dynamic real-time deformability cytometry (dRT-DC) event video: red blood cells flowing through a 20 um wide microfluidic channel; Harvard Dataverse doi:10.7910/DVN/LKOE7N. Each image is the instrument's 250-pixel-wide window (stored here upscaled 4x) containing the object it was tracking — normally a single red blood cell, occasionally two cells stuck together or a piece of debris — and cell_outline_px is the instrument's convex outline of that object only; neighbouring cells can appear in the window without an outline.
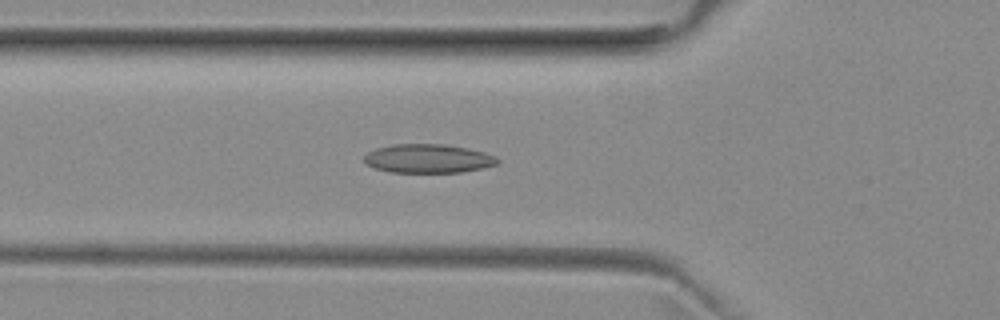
{"species": "common noctule bat (a hibernating species)", "species_latin": "Nyctalus noctula", "temperature_condition": "room temperature", "stored_images_in_passage": 45, "camera_frame_rate_fps": 3000, "um_per_image_px": 0.085, "animal": {"sex": "female", "body_mass_g": 29.2, "forearm_length_mm": 56.3}, "frame": {"image": 1, "passage_image": 18, "time_ms": 5.667, "image_size_px": [1000, 320], "cell_outline_px": [[500, 160], [496, 164], [484, 168], [460, 172], [388, 172], [376, 168], [368, 164], [364, 160], [364, 156], [368, 152], [376, 148], [392, 144], [444, 144], [468, 148], [484, 152], [496, 156]], "centroid_in_image_um": [36.41, 13.47], "position_along_channel_um": 89.4, "area_um2": 22.37}}
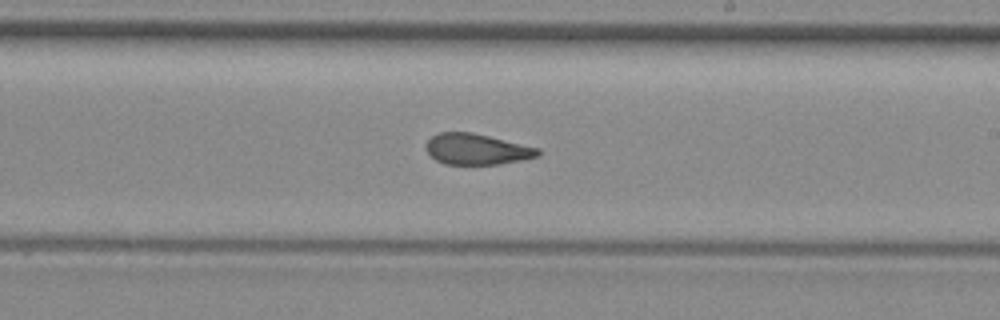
{"frame": {"image": 2, "passage_image": 30, "time_ms": 9.667, "image_size_px": [1000, 320], "cell_outline_px": [[540, 156], [500, 164], [444, 164], [436, 160], [428, 152], [428, 140], [432, 136], [440, 132], [472, 132], [540, 148]], "centroid_in_image_um": [40.56, 12.68], "position_along_channel_um": 248.4, "area_um2": 19.94}}
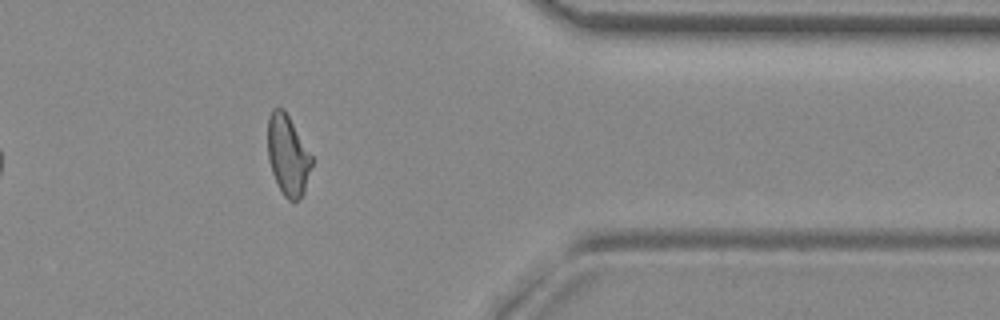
{"frame": {"image": 3, "passage_image": 42, "time_ms": 13.667, "image_size_px": [1000, 320], "cell_outline_px": [[312, 164], [304, 192], [296, 200], [288, 200], [284, 196], [272, 172], [268, 160], [268, 116], [272, 108], [284, 108], [312, 156]], "centroid_in_image_um": [24.45, 13.16], "position_along_channel_um": 386.9, "area_um2": 20.35}, "authors_computed_cell_mechanics": {"area_um2": 21.7328, "velocity_mm_per_s": 3.9738, "shape_relaxation_time_tau1_ms": null, "shape_relaxation_time_tau2_ms": 2.1209, "deformation_change_tau1": null, "deformation_change_tau2": 0.0957}}